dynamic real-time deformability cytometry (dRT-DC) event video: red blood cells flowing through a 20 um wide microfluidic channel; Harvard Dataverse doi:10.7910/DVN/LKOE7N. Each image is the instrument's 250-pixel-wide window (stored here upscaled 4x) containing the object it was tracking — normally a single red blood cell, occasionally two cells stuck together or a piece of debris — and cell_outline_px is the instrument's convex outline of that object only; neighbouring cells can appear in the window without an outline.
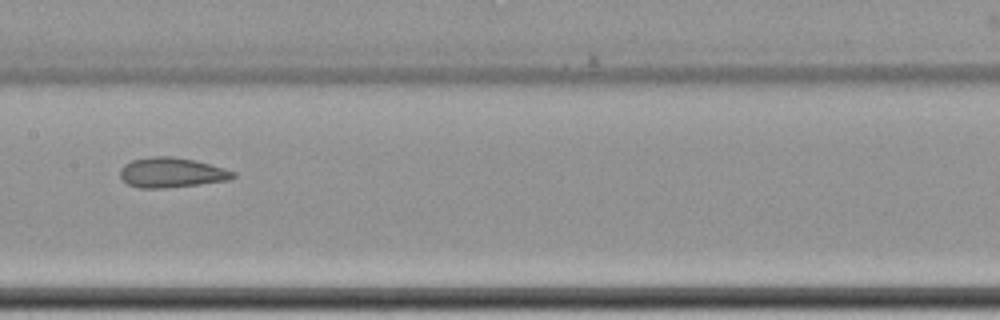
{"species": "common noctule bat (a hibernating species)", "species_latin": "Nyctalus noctula", "temperature_condition": "cold", "stored_images_in_passage": 12, "camera_frame_rate_fps": 3000, "um_per_image_px": 0.085, "animal": {"sex": "female", "body_mass_g": 22.7, "forearm_length_mm": 54.2}, "frame": {"image": 1, "passage_image": 9, "time_ms": 11.0, "image_size_px": [1000, 320], "cell_outline_px": [[236, 176], [228, 180], [164, 188], [140, 188], [128, 184], [120, 176], [120, 168], [124, 164], [132, 160], [152, 156], [172, 156], [196, 160], [224, 168], [236, 172]], "centroid_in_image_um": [14.57, 14.65], "position_along_channel_um": 192.8, "area_um2": 19.65}}
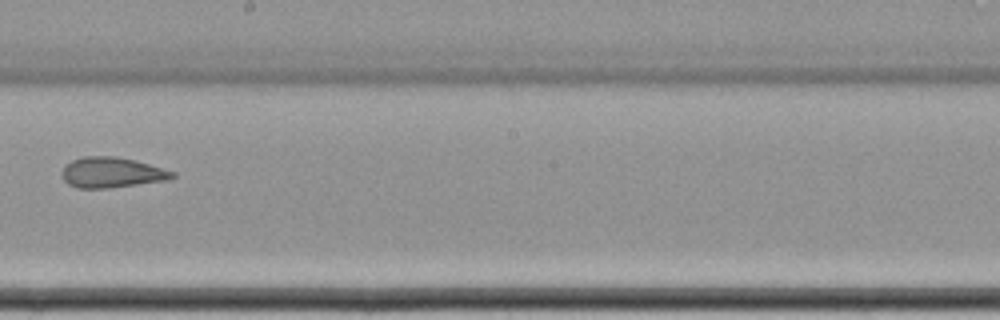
{"frame": {"image": 2, "passage_image": 10, "time_ms": 12.333, "image_size_px": [1000, 320], "cell_outline_px": [[176, 176], [168, 180], [108, 188], [76, 188], [68, 184], [60, 176], [60, 172], [72, 160], [84, 156], [116, 156], [148, 164], [176, 172]], "centroid_in_image_um": [9.47, 14.67], "position_along_channel_um": 238.7, "area_um2": 19.54}}
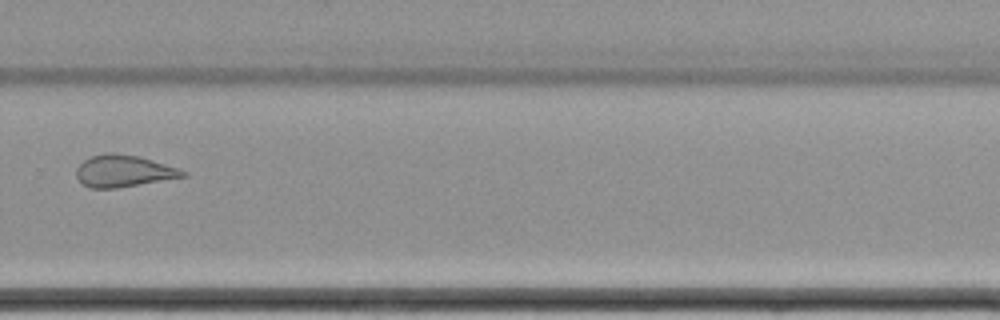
{"frame": {"image": 3, "passage_image": 12, "time_ms": 14.667, "image_size_px": [1000, 320], "cell_outline_px": [[188, 176], [116, 188], [88, 188], [76, 176], [76, 168], [84, 160], [92, 156], [108, 152], [112, 152], [136, 156], [164, 164], [188, 172]], "centroid_in_image_um": [10.48, 14.54], "position_along_channel_um": 319.3, "area_um2": 19.48}}